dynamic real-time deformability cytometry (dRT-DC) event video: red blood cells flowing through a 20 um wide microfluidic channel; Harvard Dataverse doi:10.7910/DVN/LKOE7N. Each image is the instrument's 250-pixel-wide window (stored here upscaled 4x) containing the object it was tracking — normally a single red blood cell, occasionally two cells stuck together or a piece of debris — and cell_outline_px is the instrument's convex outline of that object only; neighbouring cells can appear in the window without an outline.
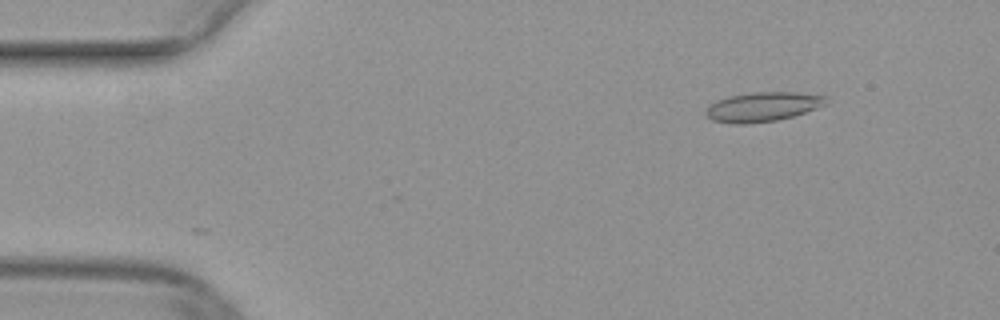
{"species": "common noctule bat (a hibernating species)", "species_latin": "Nyctalus noctula", "temperature_condition": "warm", "stored_images_in_passage": 45, "camera_frame_rate_fps": 3000, "um_per_image_px": 0.085, "animal": {"sex": "female", "body_mass_g": 29.2, "forearm_length_mm": 56.3}, "frame": {"image": 1, "passage_image": 1, "time_ms": 0.0, "image_size_px": [1000, 320], "cell_outline_px": [[828, 104], [792, 116], [776, 120], [744, 124], [732, 124], [712, 120], [704, 112], [716, 100], [728, 96], [752, 92], [792, 92], [824, 96]], "centroid_in_image_um": [64.8, 9.08], "position_along_channel_um": 20.2, "area_um2": 20.35}}
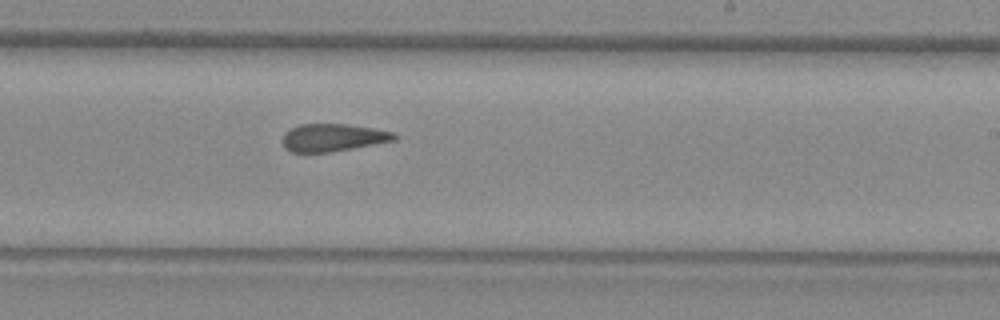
{"frame": {"image": 2, "passage_image": 25, "time_ms": 8.0, "image_size_px": [1000, 320], "cell_outline_px": [[396, 140], [352, 148], [328, 152], [292, 152], [284, 148], [284, 136], [292, 128], [300, 124], [348, 124], [372, 128], [392, 132], [396, 136]], "centroid_in_image_um": [28.31, 11.69], "position_along_channel_um": 260.7, "area_um2": 17.57}}
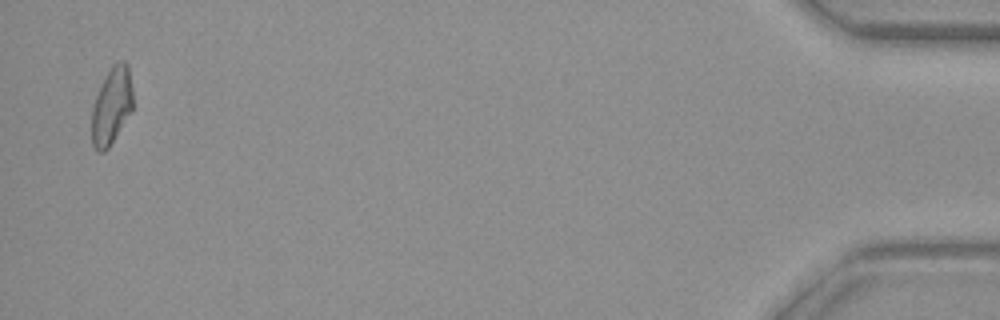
{"frame": {"image": 3, "passage_image": 44, "time_ms": 14.333, "image_size_px": [1000, 320], "cell_outline_px": [[132, 108], [108, 148], [104, 152], [96, 152], [92, 144], [92, 108], [96, 96], [104, 76], [112, 64], [116, 60], [124, 60], [128, 64], [132, 88]], "centroid_in_image_um": [9.47, 8.95], "position_along_channel_um": 425.7, "area_um2": 18.38}}